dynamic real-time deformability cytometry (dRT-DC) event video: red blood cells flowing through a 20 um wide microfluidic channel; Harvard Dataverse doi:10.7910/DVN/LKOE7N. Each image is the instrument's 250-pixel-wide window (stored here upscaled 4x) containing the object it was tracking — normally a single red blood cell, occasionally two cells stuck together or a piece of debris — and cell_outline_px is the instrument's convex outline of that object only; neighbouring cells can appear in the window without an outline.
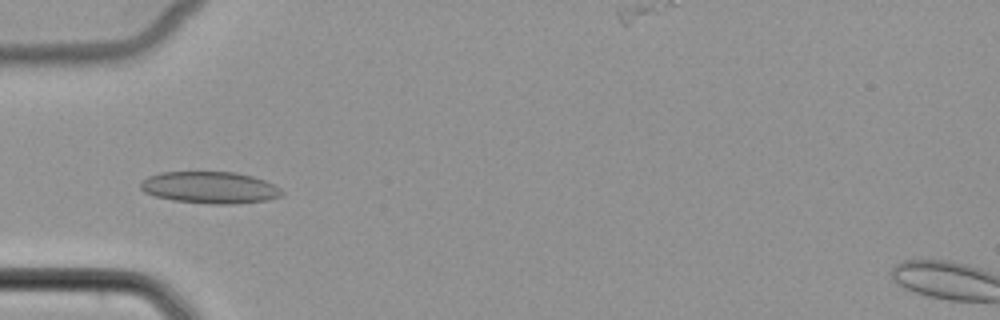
{"species": "common noctule bat (a hibernating species)", "species_latin": "Nyctalus noctula", "temperature_condition": "cold", "stored_images_in_passage": 54, "camera_frame_rate_fps": 3000, "um_per_image_px": 0.085, "animal": {"sex": "female", "body_mass_g": 22.7, "forearm_length_mm": 54.2}, "frame": {"image": 1, "passage_image": 18, "time_ms": 5.667, "image_size_px": [1000, 320], "cell_outline_px": [[284, 192], [280, 196], [268, 200], [232, 204], [208, 204], [172, 200], [156, 196], [144, 192], [140, 188], [140, 184], [148, 176], [160, 172], [236, 172], [252, 176], [264, 180], [280, 188]], "centroid_in_image_um": [17.84, 15.94], "position_along_channel_um": 67.2, "area_um2": 26.18}}
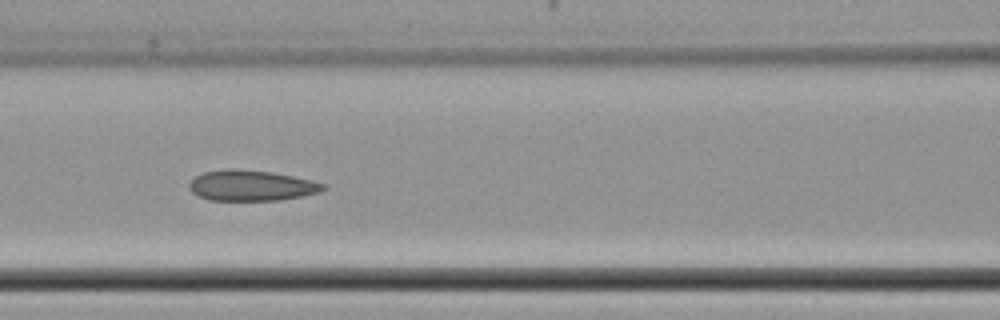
{"frame": {"image": 2, "passage_image": 24, "time_ms": 7.667, "image_size_px": [1000, 320], "cell_outline_px": [[328, 188], [320, 192], [280, 200], [208, 200], [192, 192], [188, 188], [188, 184], [196, 176], [204, 172], [228, 168], [232, 168], [272, 172], [312, 180], [324, 184]], "centroid_in_image_um": [21.36, 15.77], "position_along_channel_um": 145.2, "area_um2": 23.87}}
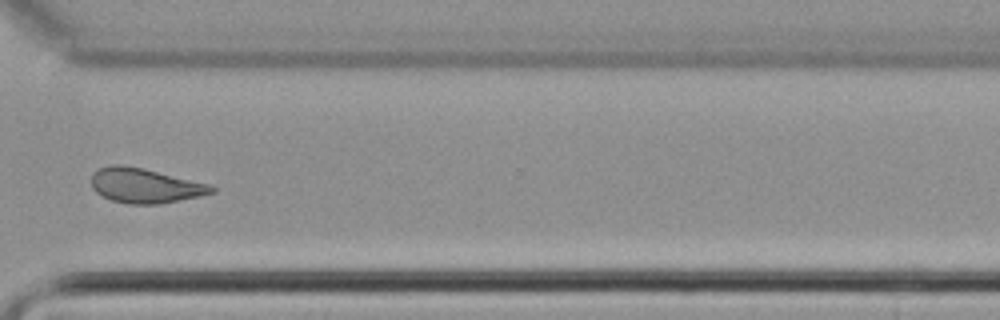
{"frame": {"image": 3, "passage_image": 40, "time_ms": 13.0, "image_size_px": [1000, 320], "cell_outline_px": [[216, 192], [200, 196], [160, 204], [128, 204], [112, 200], [96, 192], [92, 188], [92, 172], [100, 168], [112, 164], [124, 164], [144, 168], [208, 184], [216, 188]], "centroid_in_image_um": [12.31, 15.77], "position_along_channel_um": 358.3, "area_um2": 24.33}}